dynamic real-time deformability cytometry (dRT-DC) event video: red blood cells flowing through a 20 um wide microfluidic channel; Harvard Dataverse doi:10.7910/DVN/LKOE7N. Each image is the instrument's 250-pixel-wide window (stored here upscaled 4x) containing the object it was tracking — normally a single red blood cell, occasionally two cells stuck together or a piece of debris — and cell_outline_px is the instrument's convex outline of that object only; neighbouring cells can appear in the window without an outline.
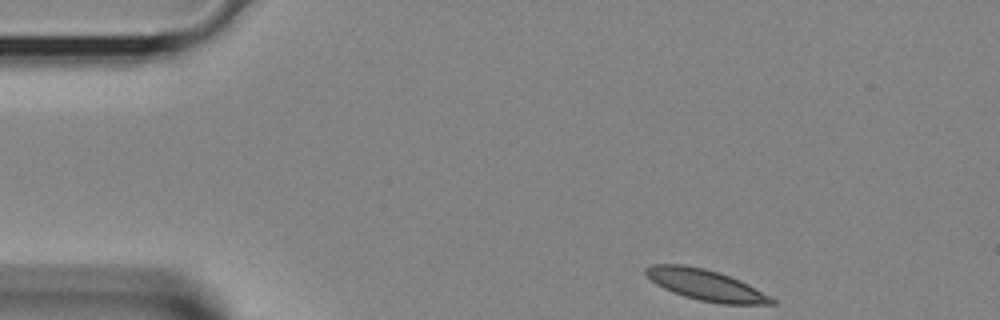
{"species": "Egyptian fruit bat (a non-hibernating species)", "species_latin": "Rousettus aegyptiacus", "temperature_condition": "room temperature", "stored_images_in_passage": 36, "camera_frame_rate_fps": 3000, "um_per_image_px": 0.085, "animal": {"sex": "female"}, "frame": {"image": 1, "passage_image": 1, "time_ms": 0.0, "image_size_px": [1000, 320], "cell_outline_px": [[776, 304], [720, 304], [700, 300], [684, 296], [672, 292], [656, 284], [644, 272], [644, 268], [652, 264], [684, 264], [704, 268], [740, 280], [772, 296], [776, 300]], "centroid_in_image_um": [60.0, 24.23], "position_along_channel_um": 25.0, "area_um2": 22.66}}
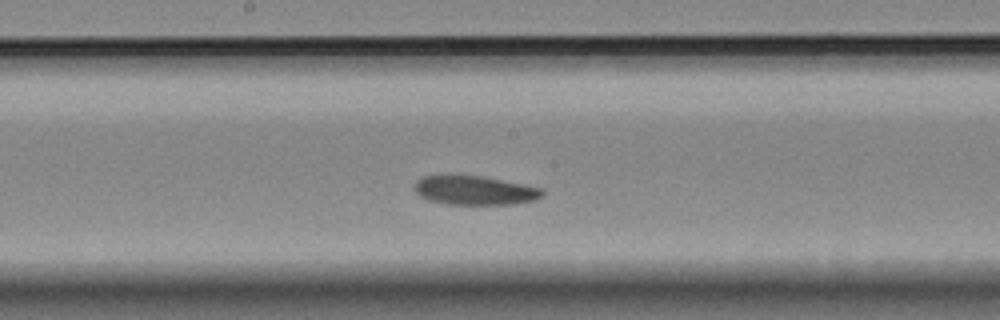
{"frame": {"image": 2, "passage_image": 16, "time_ms": 5.0, "image_size_px": [1000, 320], "cell_outline_px": [[544, 196], [536, 200], [512, 204], [448, 204], [428, 200], [420, 196], [412, 188], [416, 180], [424, 176], [480, 176], [544, 188]], "centroid_in_image_um": [40.37, 16.19], "position_along_channel_um": 207.8, "area_um2": 21.56}}
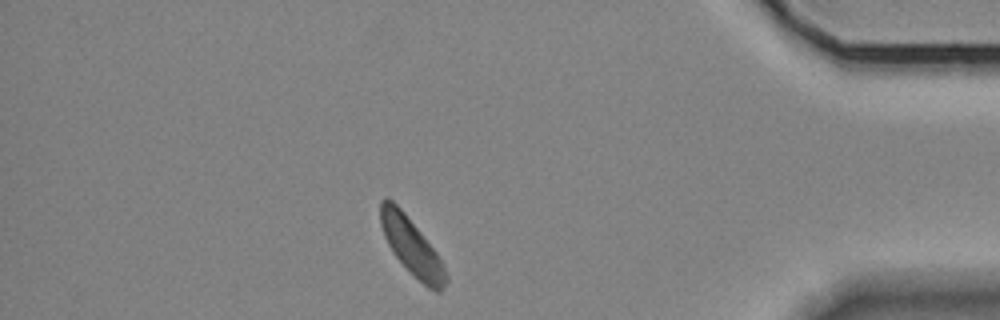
{"frame": {"image": 3, "passage_image": 30, "time_ms": 9.667, "image_size_px": [1000, 320], "cell_outline_px": [[448, 280], [444, 288], [440, 292], [436, 292], [428, 288], [392, 252], [384, 236], [380, 224], [380, 200], [384, 196], [392, 200], [404, 212], [436, 252], [444, 264], [448, 276]], "centroid_in_image_um": [34.99, 20.94], "position_along_channel_um": 400.2, "area_um2": 21.39}}